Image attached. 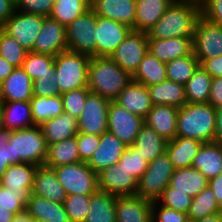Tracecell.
I'll return each mask as SVG.
<instances>
[{
	"label": "cell",
	"mask_w": 222,
	"mask_h": 222,
	"mask_svg": "<svg viewBox=\"0 0 222 222\" xmlns=\"http://www.w3.org/2000/svg\"><path fill=\"white\" fill-rule=\"evenodd\" d=\"M199 15V3L174 0L164 15L149 30L148 38L193 37Z\"/></svg>",
	"instance_id": "1"
},
{
	"label": "cell",
	"mask_w": 222,
	"mask_h": 222,
	"mask_svg": "<svg viewBox=\"0 0 222 222\" xmlns=\"http://www.w3.org/2000/svg\"><path fill=\"white\" fill-rule=\"evenodd\" d=\"M132 76L110 57H91L88 69V89L109 101H115L130 83Z\"/></svg>",
	"instance_id": "2"
},
{
	"label": "cell",
	"mask_w": 222,
	"mask_h": 222,
	"mask_svg": "<svg viewBox=\"0 0 222 222\" xmlns=\"http://www.w3.org/2000/svg\"><path fill=\"white\" fill-rule=\"evenodd\" d=\"M216 108L210 103H186L179 108L176 137L211 143L215 134Z\"/></svg>",
	"instance_id": "3"
},
{
	"label": "cell",
	"mask_w": 222,
	"mask_h": 222,
	"mask_svg": "<svg viewBox=\"0 0 222 222\" xmlns=\"http://www.w3.org/2000/svg\"><path fill=\"white\" fill-rule=\"evenodd\" d=\"M10 143L11 165L31 163L44 165L48 146L40 126L12 131Z\"/></svg>",
	"instance_id": "4"
},
{
	"label": "cell",
	"mask_w": 222,
	"mask_h": 222,
	"mask_svg": "<svg viewBox=\"0 0 222 222\" xmlns=\"http://www.w3.org/2000/svg\"><path fill=\"white\" fill-rule=\"evenodd\" d=\"M91 56L69 50L54 56L57 83L61 93L88 88V69Z\"/></svg>",
	"instance_id": "5"
},
{
	"label": "cell",
	"mask_w": 222,
	"mask_h": 222,
	"mask_svg": "<svg viewBox=\"0 0 222 222\" xmlns=\"http://www.w3.org/2000/svg\"><path fill=\"white\" fill-rule=\"evenodd\" d=\"M175 168L166 151L149 162L146 171L138 180L136 196L156 202L169 185Z\"/></svg>",
	"instance_id": "6"
},
{
	"label": "cell",
	"mask_w": 222,
	"mask_h": 222,
	"mask_svg": "<svg viewBox=\"0 0 222 222\" xmlns=\"http://www.w3.org/2000/svg\"><path fill=\"white\" fill-rule=\"evenodd\" d=\"M53 169L66 195L82 194L91 196L99 190L98 174L93 171L87 162L81 161L61 165Z\"/></svg>",
	"instance_id": "7"
},
{
	"label": "cell",
	"mask_w": 222,
	"mask_h": 222,
	"mask_svg": "<svg viewBox=\"0 0 222 222\" xmlns=\"http://www.w3.org/2000/svg\"><path fill=\"white\" fill-rule=\"evenodd\" d=\"M96 14L87 10L66 26L68 50L96 57Z\"/></svg>",
	"instance_id": "8"
},
{
	"label": "cell",
	"mask_w": 222,
	"mask_h": 222,
	"mask_svg": "<svg viewBox=\"0 0 222 222\" xmlns=\"http://www.w3.org/2000/svg\"><path fill=\"white\" fill-rule=\"evenodd\" d=\"M193 53L201 64L222 55V26L198 16L193 34Z\"/></svg>",
	"instance_id": "9"
},
{
	"label": "cell",
	"mask_w": 222,
	"mask_h": 222,
	"mask_svg": "<svg viewBox=\"0 0 222 222\" xmlns=\"http://www.w3.org/2000/svg\"><path fill=\"white\" fill-rule=\"evenodd\" d=\"M147 53V33L131 30L125 40L117 46L110 58L130 76H133Z\"/></svg>",
	"instance_id": "10"
},
{
	"label": "cell",
	"mask_w": 222,
	"mask_h": 222,
	"mask_svg": "<svg viewBox=\"0 0 222 222\" xmlns=\"http://www.w3.org/2000/svg\"><path fill=\"white\" fill-rule=\"evenodd\" d=\"M45 16L15 11L1 29L17 40L28 52L34 47L35 40L42 29Z\"/></svg>",
	"instance_id": "11"
},
{
	"label": "cell",
	"mask_w": 222,
	"mask_h": 222,
	"mask_svg": "<svg viewBox=\"0 0 222 222\" xmlns=\"http://www.w3.org/2000/svg\"><path fill=\"white\" fill-rule=\"evenodd\" d=\"M109 104L108 99L90 92L78 118V131L97 136L107 132Z\"/></svg>",
	"instance_id": "12"
},
{
	"label": "cell",
	"mask_w": 222,
	"mask_h": 222,
	"mask_svg": "<svg viewBox=\"0 0 222 222\" xmlns=\"http://www.w3.org/2000/svg\"><path fill=\"white\" fill-rule=\"evenodd\" d=\"M144 119L132 114L115 101H110L108 111V132L115 135L126 146L130 147L136 140Z\"/></svg>",
	"instance_id": "13"
},
{
	"label": "cell",
	"mask_w": 222,
	"mask_h": 222,
	"mask_svg": "<svg viewBox=\"0 0 222 222\" xmlns=\"http://www.w3.org/2000/svg\"><path fill=\"white\" fill-rule=\"evenodd\" d=\"M99 191L114 196H135L138 179L119 162L98 173Z\"/></svg>",
	"instance_id": "14"
},
{
	"label": "cell",
	"mask_w": 222,
	"mask_h": 222,
	"mask_svg": "<svg viewBox=\"0 0 222 222\" xmlns=\"http://www.w3.org/2000/svg\"><path fill=\"white\" fill-rule=\"evenodd\" d=\"M132 28L96 15V57H110Z\"/></svg>",
	"instance_id": "15"
},
{
	"label": "cell",
	"mask_w": 222,
	"mask_h": 222,
	"mask_svg": "<svg viewBox=\"0 0 222 222\" xmlns=\"http://www.w3.org/2000/svg\"><path fill=\"white\" fill-rule=\"evenodd\" d=\"M67 50L66 27L50 16L45 17L31 52L55 56Z\"/></svg>",
	"instance_id": "16"
},
{
	"label": "cell",
	"mask_w": 222,
	"mask_h": 222,
	"mask_svg": "<svg viewBox=\"0 0 222 222\" xmlns=\"http://www.w3.org/2000/svg\"><path fill=\"white\" fill-rule=\"evenodd\" d=\"M127 147L115 135L107 131L100 136L99 146L87 164L98 174L105 168L118 163Z\"/></svg>",
	"instance_id": "17"
},
{
	"label": "cell",
	"mask_w": 222,
	"mask_h": 222,
	"mask_svg": "<svg viewBox=\"0 0 222 222\" xmlns=\"http://www.w3.org/2000/svg\"><path fill=\"white\" fill-rule=\"evenodd\" d=\"M136 0H92L90 9L99 17L112 19L134 30Z\"/></svg>",
	"instance_id": "18"
},
{
	"label": "cell",
	"mask_w": 222,
	"mask_h": 222,
	"mask_svg": "<svg viewBox=\"0 0 222 222\" xmlns=\"http://www.w3.org/2000/svg\"><path fill=\"white\" fill-rule=\"evenodd\" d=\"M116 222H152V202L140 196H118Z\"/></svg>",
	"instance_id": "19"
},
{
	"label": "cell",
	"mask_w": 222,
	"mask_h": 222,
	"mask_svg": "<svg viewBox=\"0 0 222 222\" xmlns=\"http://www.w3.org/2000/svg\"><path fill=\"white\" fill-rule=\"evenodd\" d=\"M148 52L167 63L193 53V37L148 38Z\"/></svg>",
	"instance_id": "20"
},
{
	"label": "cell",
	"mask_w": 222,
	"mask_h": 222,
	"mask_svg": "<svg viewBox=\"0 0 222 222\" xmlns=\"http://www.w3.org/2000/svg\"><path fill=\"white\" fill-rule=\"evenodd\" d=\"M178 112L179 108L171 105H153L144 123L170 141L176 137Z\"/></svg>",
	"instance_id": "21"
},
{
	"label": "cell",
	"mask_w": 222,
	"mask_h": 222,
	"mask_svg": "<svg viewBox=\"0 0 222 222\" xmlns=\"http://www.w3.org/2000/svg\"><path fill=\"white\" fill-rule=\"evenodd\" d=\"M31 194L59 204H63L67 196L54 169L45 165L37 166Z\"/></svg>",
	"instance_id": "22"
},
{
	"label": "cell",
	"mask_w": 222,
	"mask_h": 222,
	"mask_svg": "<svg viewBox=\"0 0 222 222\" xmlns=\"http://www.w3.org/2000/svg\"><path fill=\"white\" fill-rule=\"evenodd\" d=\"M115 102L143 119L153 106L147 87L133 80L120 92Z\"/></svg>",
	"instance_id": "23"
},
{
	"label": "cell",
	"mask_w": 222,
	"mask_h": 222,
	"mask_svg": "<svg viewBox=\"0 0 222 222\" xmlns=\"http://www.w3.org/2000/svg\"><path fill=\"white\" fill-rule=\"evenodd\" d=\"M33 80L22 69L14 71L1 83V101H30L33 98Z\"/></svg>",
	"instance_id": "24"
},
{
	"label": "cell",
	"mask_w": 222,
	"mask_h": 222,
	"mask_svg": "<svg viewBox=\"0 0 222 222\" xmlns=\"http://www.w3.org/2000/svg\"><path fill=\"white\" fill-rule=\"evenodd\" d=\"M39 126L42 129L47 146L72 138L79 132L78 119L66 112L44 121Z\"/></svg>",
	"instance_id": "25"
},
{
	"label": "cell",
	"mask_w": 222,
	"mask_h": 222,
	"mask_svg": "<svg viewBox=\"0 0 222 222\" xmlns=\"http://www.w3.org/2000/svg\"><path fill=\"white\" fill-rule=\"evenodd\" d=\"M209 184V180L194 167L177 168L171 176L169 186L173 192L187 193L190 197L197 196Z\"/></svg>",
	"instance_id": "26"
},
{
	"label": "cell",
	"mask_w": 222,
	"mask_h": 222,
	"mask_svg": "<svg viewBox=\"0 0 222 222\" xmlns=\"http://www.w3.org/2000/svg\"><path fill=\"white\" fill-rule=\"evenodd\" d=\"M174 0H136L134 30L148 33Z\"/></svg>",
	"instance_id": "27"
},
{
	"label": "cell",
	"mask_w": 222,
	"mask_h": 222,
	"mask_svg": "<svg viewBox=\"0 0 222 222\" xmlns=\"http://www.w3.org/2000/svg\"><path fill=\"white\" fill-rule=\"evenodd\" d=\"M37 166L31 163L12 164L2 176L0 185L7 191L31 192Z\"/></svg>",
	"instance_id": "28"
},
{
	"label": "cell",
	"mask_w": 222,
	"mask_h": 222,
	"mask_svg": "<svg viewBox=\"0 0 222 222\" xmlns=\"http://www.w3.org/2000/svg\"><path fill=\"white\" fill-rule=\"evenodd\" d=\"M191 167L198 169L208 180L218 176L222 173V145L203 143Z\"/></svg>",
	"instance_id": "29"
},
{
	"label": "cell",
	"mask_w": 222,
	"mask_h": 222,
	"mask_svg": "<svg viewBox=\"0 0 222 222\" xmlns=\"http://www.w3.org/2000/svg\"><path fill=\"white\" fill-rule=\"evenodd\" d=\"M26 209L35 222H70L63 204L34 194L30 195Z\"/></svg>",
	"instance_id": "30"
},
{
	"label": "cell",
	"mask_w": 222,
	"mask_h": 222,
	"mask_svg": "<svg viewBox=\"0 0 222 222\" xmlns=\"http://www.w3.org/2000/svg\"><path fill=\"white\" fill-rule=\"evenodd\" d=\"M3 126L11 131L35 126L30 101H1Z\"/></svg>",
	"instance_id": "31"
},
{
	"label": "cell",
	"mask_w": 222,
	"mask_h": 222,
	"mask_svg": "<svg viewBox=\"0 0 222 222\" xmlns=\"http://www.w3.org/2000/svg\"><path fill=\"white\" fill-rule=\"evenodd\" d=\"M147 89L153 105H171L181 108L187 103L184 85L180 83L165 80Z\"/></svg>",
	"instance_id": "32"
},
{
	"label": "cell",
	"mask_w": 222,
	"mask_h": 222,
	"mask_svg": "<svg viewBox=\"0 0 222 222\" xmlns=\"http://www.w3.org/2000/svg\"><path fill=\"white\" fill-rule=\"evenodd\" d=\"M202 144L195 139L175 137L173 140L167 141L166 153L175 169L191 167Z\"/></svg>",
	"instance_id": "33"
},
{
	"label": "cell",
	"mask_w": 222,
	"mask_h": 222,
	"mask_svg": "<svg viewBox=\"0 0 222 222\" xmlns=\"http://www.w3.org/2000/svg\"><path fill=\"white\" fill-rule=\"evenodd\" d=\"M116 197L113 194L99 190L92 194L88 214L84 222H116Z\"/></svg>",
	"instance_id": "34"
},
{
	"label": "cell",
	"mask_w": 222,
	"mask_h": 222,
	"mask_svg": "<svg viewBox=\"0 0 222 222\" xmlns=\"http://www.w3.org/2000/svg\"><path fill=\"white\" fill-rule=\"evenodd\" d=\"M166 144L167 141L162 136L144 124L132 146L138 150L148 162H151L166 151Z\"/></svg>",
	"instance_id": "35"
},
{
	"label": "cell",
	"mask_w": 222,
	"mask_h": 222,
	"mask_svg": "<svg viewBox=\"0 0 222 222\" xmlns=\"http://www.w3.org/2000/svg\"><path fill=\"white\" fill-rule=\"evenodd\" d=\"M132 80L146 87L167 80L166 63L148 52L140 62Z\"/></svg>",
	"instance_id": "36"
},
{
	"label": "cell",
	"mask_w": 222,
	"mask_h": 222,
	"mask_svg": "<svg viewBox=\"0 0 222 222\" xmlns=\"http://www.w3.org/2000/svg\"><path fill=\"white\" fill-rule=\"evenodd\" d=\"M78 162H81V160L77 148L76 136H74L49 145L44 165L54 168Z\"/></svg>",
	"instance_id": "37"
},
{
	"label": "cell",
	"mask_w": 222,
	"mask_h": 222,
	"mask_svg": "<svg viewBox=\"0 0 222 222\" xmlns=\"http://www.w3.org/2000/svg\"><path fill=\"white\" fill-rule=\"evenodd\" d=\"M211 75L201 66L184 85L187 103H208L212 84Z\"/></svg>",
	"instance_id": "38"
},
{
	"label": "cell",
	"mask_w": 222,
	"mask_h": 222,
	"mask_svg": "<svg viewBox=\"0 0 222 222\" xmlns=\"http://www.w3.org/2000/svg\"><path fill=\"white\" fill-rule=\"evenodd\" d=\"M30 195L31 192L7 191L0 185V222H12L15 214L26 208Z\"/></svg>",
	"instance_id": "39"
},
{
	"label": "cell",
	"mask_w": 222,
	"mask_h": 222,
	"mask_svg": "<svg viewBox=\"0 0 222 222\" xmlns=\"http://www.w3.org/2000/svg\"><path fill=\"white\" fill-rule=\"evenodd\" d=\"M34 124L39 126L44 121L61 115L64 112L61 96L37 97L30 100Z\"/></svg>",
	"instance_id": "40"
},
{
	"label": "cell",
	"mask_w": 222,
	"mask_h": 222,
	"mask_svg": "<svg viewBox=\"0 0 222 222\" xmlns=\"http://www.w3.org/2000/svg\"><path fill=\"white\" fill-rule=\"evenodd\" d=\"M21 68L33 81L39 78H51L56 73L54 56L49 54L28 52Z\"/></svg>",
	"instance_id": "41"
},
{
	"label": "cell",
	"mask_w": 222,
	"mask_h": 222,
	"mask_svg": "<svg viewBox=\"0 0 222 222\" xmlns=\"http://www.w3.org/2000/svg\"><path fill=\"white\" fill-rule=\"evenodd\" d=\"M200 66L194 53L166 63L167 80L185 85Z\"/></svg>",
	"instance_id": "42"
},
{
	"label": "cell",
	"mask_w": 222,
	"mask_h": 222,
	"mask_svg": "<svg viewBox=\"0 0 222 222\" xmlns=\"http://www.w3.org/2000/svg\"><path fill=\"white\" fill-rule=\"evenodd\" d=\"M221 212L222 208L208 185L197 196L193 197L187 217L190 220H197Z\"/></svg>",
	"instance_id": "43"
},
{
	"label": "cell",
	"mask_w": 222,
	"mask_h": 222,
	"mask_svg": "<svg viewBox=\"0 0 222 222\" xmlns=\"http://www.w3.org/2000/svg\"><path fill=\"white\" fill-rule=\"evenodd\" d=\"M89 9L85 0H55L50 17L66 27Z\"/></svg>",
	"instance_id": "44"
},
{
	"label": "cell",
	"mask_w": 222,
	"mask_h": 222,
	"mask_svg": "<svg viewBox=\"0 0 222 222\" xmlns=\"http://www.w3.org/2000/svg\"><path fill=\"white\" fill-rule=\"evenodd\" d=\"M28 51L0 28V56L16 68H21Z\"/></svg>",
	"instance_id": "45"
},
{
	"label": "cell",
	"mask_w": 222,
	"mask_h": 222,
	"mask_svg": "<svg viewBox=\"0 0 222 222\" xmlns=\"http://www.w3.org/2000/svg\"><path fill=\"white\" fill-rule=\"evenodd\" d=\"M91 196L82 194L67 195L63 203L70 222H84L90 205Z\"/></svg>",
	"instance_id": "46"
},
{
	"label": "cell",
	"mask_w": 222,
	"mask_h": 222,
	"mask_svg": "<svg viewBox=\"0 0 222 222\" xmlns=\"http://www.w3.org/2000/svg\"><path fill=\"white\" fill-rule=\"evenodd\" d=\"M192 200L193 198L188 196L187 193L173 192V187L168 185L156 202L162 206L187 214Z\"/></svg>",
	"instance_id": "47"
},
{
	"label": "cell",
	"mask_w": 222,
	"mask_h": 222,
	"mask_svg": "<svg viewBox=\"0 0 222 222\" xmlns=\"http://www.w3.org/2000/svg\"><path fill=\"white\" fill-rule=\"evenodd\" d=\"M90 93L88 88H80L61 94L64 112L78 119L83 111L87 95Z\"/></svg>",
	"instance_id": "48"
},
{
	"label": "cell",
	"mask_w": 222,
	"mask_h": 222,
	"mask_svg": "<svg viewBox=\"0 0 222 222\" xmlns=\"http://www.w3.org/2000/svg\"><path fill=\"white\" fill-rule=\"evenodd\" d=\"M119 163L131 172L138 180L146 171L149 162L133 146L127 147L123 152Z\"/></svg>",
	"instance_id": "49"
},
{
	"label": "cell",
	"mask_w": 222,
	"mask_h": 222,
	"mask_svg": "<svg viewBox=\"0 0 222 222\" xmlns=\"http://www.w3.org/2000/svg\"><path fill=\"white\" fill-rule=\"evenodd\" d=\"M55 0H15L18 12L50 16Z\"/></svg>",
	"instance_id": "50"
},
{
	"label": "cell",
	"mask_w": 222,
	"mask_h": 222,
	"mask_svg": "<svg viewBox=\"0 0 222 222\" xmlns=\"http://www.w3.org/2000/svg\"><path fill=\"white\" fill-rule=\"evenodd\" d=\"M76 141L80 160L88 162L99 146L100 136L78 132Z\"/></svg>",
	"instance_id": "51"
},
{
	"label": "cell",
	"mask_w": 222,
	"mask_h": 222,
	"mask_svg": "<svg viewBox=\"0 0 222 222\" xmlns=\"http://www.w3.org/2000/svg\"><path fill=\"white\" fill-rule=\"evenodd\" d=\"M187 214L152 202V222H186Z\"/></svg>",
	"instance_id": "52"
},
{
	"label": "cell",
	"mask_w": 222,
	"mask_h": 222,
	"mask_svg": "<svg viewBox=\"0 0 222 222\" xmlns=\"http://www.w3.org/2000/svg\"><path fill=\"white\" fill-rule=\"evenodd\" d=\"M33 96L37 97H54L61 96V91L57 83V76L39 78L33 81Z\"/></svg>",
	"instance_id": "53"
},
{
	"label": "cell",
	"mask_w": 222,
	"mask_h": 222,
	"mask_svg": "<svg viewBox=\"0 0 222 222\" xmlns=\"http://www.w3.org/2000/svg\"><path fill=\"white\" fill-rule=\"evenodd\" d=\"M12 131L7 128L0 130V181L6 169L11 165L10 143Z\"/></svg>",
	"instance_id": "54"
},
{
	"label": "cell",
	"mask_w": 222,
	"mask_h": 222,
	"mask_svg": "<svg viewBox=\"0 0 222 222\" xmlns=\"http://www.w3.org/2000/svg\"><path fill=\"white\" fill-rule=\"evenodd\" d=\"M200 14L222 26V0H204L200 4Z\"/></svg>",
	"instance_id": "55"
},
{
	"label": "cell",
	"mask_w": 222,
	"mask_h": 222,
	"mask_svg": "<svg viewBox=\"0 0 222 222\" xmlns=\"http://www.w3.org/2000/svg\"><path fill=\"white\" fill-rule=\"evenodd\" d=\"M208 103L216 109L222 108V77L212 79Z\"/></svg>",
	"instance_id": "56"
},
{
	"label": "cell",
	"mask_w": 222,
	"mask_h": 222,
	"mask_svg": "<svg viewBox=\"0 0 222 222\" xmlns=\"http://www.w3.org/2000/svg\"><path fill=\"white\" fill-rule=\"evenodd\" d=\"M200 66L207 71L212 78L222 77V55L205 59Z\"/></svg>",
	"instance_id": "57"
},
{
	"label": "cell",
	"mask_w": 222,
	"mask_h": 222,
	"mask_svg": "<svg viewBox=\"0 0 222 222\" xmlns=\"http://www.w3.org/2000/svg\"><path fill=\"white\" fill-rule=\"evenodd\" d=\"M15 11V0H0V28Z\"/></svg>",
	"instance_id": "58"
},
{
	"label": "cell",
	"mask_w": 222,
	"mask_h": 222,
	"mask_svg": "<svg viewBox=\"0 0 222 222\" xmlns=\"http://www.w3.org/2000/svg\"><path fill=\"white\" fill-rule=\"evenodd\" d=\"M208 185L212 189L219 206L222 208V173L209 180Z\"/></svg>",
	"instance_id": "59"
},
{
	"label": "cell",
	"mask_w": 222,
	"mask_h": 222,
	"mask_svg": "<svg viewBox=\"0 0 222 222\" xmlns=\"http://www.w3.org/2000/svg\"><path fill=\"white\" fill-rule=\"evenodd\" d=\"M213 142L222 145V108L216 109L215 134Z\"/></svg>",
	"instance_id": "60"
},
{
	"label": "cell",
	"mask_w": 222,
	"mask_h": 222,
	"mask_svg": "<svg viewBox=\"0 0 222 222\" xmlns=\"http://www.w3.org/2000/svg\"><path fill=\"white\" fill-rule=\"evenodd\" d=\"M13 65L0 56V82L2 83L15 69Z\"/></svg>",
	"instance_id": "61"
},
{
	"label": "cell",
	"mask_w": 222,
	"mask_h": 222,
	"mask_svg": "<svg viewBox=\"0 0 222 222\" xmlns=\"http://www.w3.org/2000/svg\"><path fill=\"white\" fill-rule=\"evenodd\" d=\"M12 222H35V220L29 214V211L25 208L23 211H20L15 214V217Z\"/></svg>",
	"instance_id": "62"
},
{
	"label": "cell",
	"mask_w": 222,
	"mask_h": 222,
	"mask_svg": "<svg viewBox=\"0 0 222 222\" xmlns=\"http://www.w3.org/2000/svg\"><path fill=\"white\" fill-rule=\"evenodd\" d=\"M196 222H222V212L215 213L213 215L205 216L203 218L195 220Z\"/></svg>",
	"instance_id": "63"
},
{
	"label": "cell",
	"mask_w": 222,
	"mask_h": 222,
	"mask_svg": "<svg viewBox=\"0 0 222 222\" xmlns=\"http://www.w3.org/2000/svg\"><path fill=\"white\" fill-rule=\"evenodd\" d=\"M3 111H2V106L0 102V130L3 128Z\"/></svg>",
	"instance_id": "64"
},
{
	"label": "cell",
	"mask_w": 222,
	"mask_h": 222,
	"mask_svg": "<svg viewBox=\"0 0 222 222\" xmlns=\"http://www.w3.org/2000/svg\"><path fill=\"white\" fill-rule=\"evenodd\" d=\"M183 1H192L201 4L204 0H183Z\"/></svg>",
	"instance_id": "65"
},
{
	"label": "cell",
	"mask_w": 222,
	"mask_h": 222,
	"mask_svg": "<svg viewBox=\"0 0 222 222\" xmlns=\"http://www.w3.org/2000/svg\"><path fill=\"white\" fill-rule=\"evenodd\" d=\"M89 5H91L92 0H85Z\"/></svg>",
	"instance_id": "66"
},
{
	"label": "cell",
	"mask_w": 222,
	"mask_h": 222,
	"mask_svg": "<svg viewBox=\"0 0 222 222\" xmlns=\"http://www.w3.org/2000/svg\"><path fill=\"white\" fill-rule=\"evenodd\" d=\"M0 102H1V82H0Z\"/></svg>",
	"instance_id": "67"
},
{
	"label": "cell",
	"mask_w": 222,
	"mask_h": 222,
	"mask_svg": "<svg viewBox=\"0 0 222 222\" xmlns=\"http://www.w3.org/2000/svg\"><path fill=\"white\" fill-rule=\"evenodd\" d=\"M186 222H196V221L188 219Z\"/></svg>",
	"instance_id": "68"
}]
</instances>
